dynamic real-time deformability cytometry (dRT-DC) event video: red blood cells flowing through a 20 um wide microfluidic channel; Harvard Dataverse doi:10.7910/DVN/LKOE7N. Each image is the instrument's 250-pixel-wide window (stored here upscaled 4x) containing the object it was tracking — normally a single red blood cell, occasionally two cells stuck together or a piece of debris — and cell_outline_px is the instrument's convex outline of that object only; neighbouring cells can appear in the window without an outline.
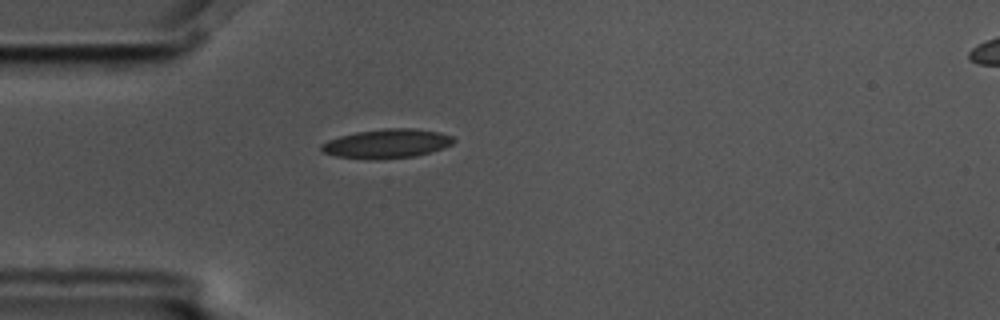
{"species": "common noctule bat (a hibernating species)", "species_latin": "Nyctalus noctula", "temperature_condition": "cold", "stored_images_in_passage": 1, "camera_frame_rate_fps": 3000, "um_per_image_px": 0.085, "animal": {"sex": "male", "body_mass_g": 17.5, "forearm_length_mm": 52.3}, "frame": {"image": 1, "passage_image": 1, "time_ms": 0.0, "image_size_px": [1000, 320], "cell_outline_px": [[456, 140], [452, 144], [444, 148], [416, 156], [376, 160], [372, 160], [336, 156], [324, 152], [320, 148], [320, 144], [328, 140], [340, 136], [356, 132], [384, 128], [416, 128], [440, 132], [452, 136]], "centroid_in_image_um": [32.9, 12.21], "position_along_channel_um": 52.1, "area_um2": 22.66}}